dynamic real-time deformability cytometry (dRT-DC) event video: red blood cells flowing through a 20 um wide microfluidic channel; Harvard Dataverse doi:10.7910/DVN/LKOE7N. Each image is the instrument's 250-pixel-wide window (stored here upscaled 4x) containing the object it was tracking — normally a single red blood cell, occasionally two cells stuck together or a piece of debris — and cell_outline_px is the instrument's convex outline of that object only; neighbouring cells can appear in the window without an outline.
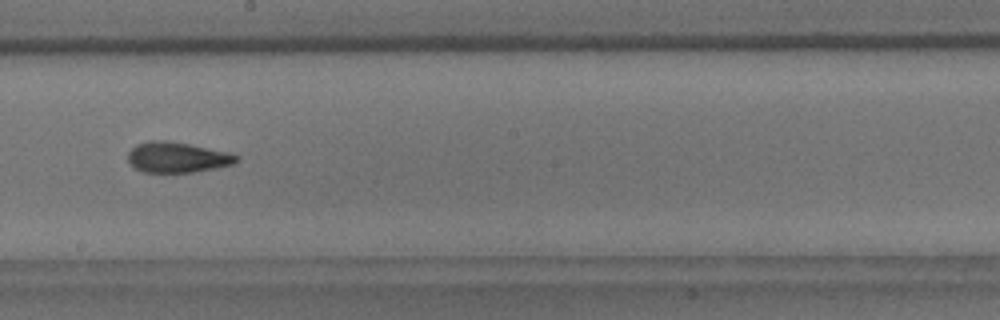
{"species": "common noctule bat (a hibernating species)", "species_latin": "Nyctalus noctula", "temperature_condition": "room temperature", "stored_images_in_passage": 37, "camera_frame_rate_fps": 3000, "um_per_image_px": 0.085, "animal": {"sex": "male", "body_mass_g": 18.8}, "frame": {"image": 1, "passage_image": 16, "time_ms": 5.0, "image_size_px": [1000, 320], "cell_outline_px": [[240, 160], [232, 164], [216, 168], [192, 172], [144, 172], [136, 168], [128, 160], [128, 152], [136, 144], [152, 140], [164, 140], [188, 144], [228, 152], [240, 156]], "centroid_in_image_um": [15.08, 13.37], "position_along_channel_um": 233.1, "area_um2": 19.13}, "authors_computed_cell_mechanics": {"area_um2": 19.074, "velocity_mm_per_s": 3.4707, "shape_relaxation_time_tau1_ms": null, "shape_relaxation_time_tau2_ms": 2.4516, "deformation_change_tau1": null, "deformation_change_tau2": 0.1011}}